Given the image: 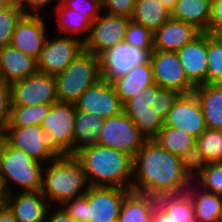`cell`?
Listing matches in <instances>:
<instances>
[{"mask_svg":"<svg viewBox=\"0 0 222 222\" xmlns=\"http://www.w3.org/2000/svg\"><path fill=\"white\" fill-rule=\"evenodd\" d=\"M211 7L212 0H177L171 16L209 33Z\"/></svg>","mask_w":222,"mask_h":222,"instance_id":"cell-26","label":"cell"},{"mask_svg":"<svg viewBox=\"0 0 222 222\" xmlns=\"http://www.w3.org/2000/svg\"><path fill=\"white\" fill-rule=\"evenodd\" d=\"M0 84H8L4 81L3 75H2V70H1V66H0Z\"/></svg>","mask_w":222,"mask_h":222,"instance_id":"cell-53","label":"cell"},{"mask_svg":"<svg viewBox=\"0 0 222 222\" xmlns=\"http://www.w3.org/2000/svg\"><path fill=\"white\" fill-rule=\"evenodd\" d=\"M104 119L93 113L77 110L75 116V133L70 156H75L84 148L98 144Z\"/></svg>","mask_w":222,"mask_h":222,"instance_id":"cell-23","label":"cell"},{"mask_svg":"<svg viewBox=\"0 0 222 222\" xmlns=\"http://www.w3.org/2000/svg\"><path fill=\"white\" fill-rule=\"evenodd\" d=\"M10 87L11 106H31L59 102L54 75L37 71L29 77L11 83Z\"/></svg>","mask_w":222,"mask_h":222,"instance_id":"cell-9","label":"cell"},{"mask_svg":"<svg viewBox=\"0 0 222 222\" xmlns=\"http://www.w3.org/2000/svg\"><path fill=\"white\" fill-rule=\"evenodd\" d=\"M193 201L196 222H219L222 196L205 191L192 182L186 190Z\"/></svg>","mask_w":222,"mask_h":222,"instance_id":"cell-28","label":"cell"},{"mask_svg":"<svg viewBox=\"0 0 222 222\" xmlns=\"http://www.w3.org/2000/svg\"><path fill=\"white\" fill-rule=\"evenodd\" d=\"M182 170L186 176L193 182L206 168V161L203 152L197 146L189 149L180 156Z\"/></svg>","mask_w":222,"mask_h":222,"instance_id":"cell-38","label":"cell"},{"mask_svg":"<svg viewBox=\"0 0 222 222\" xmlns=\"http://www.w3.org/2000/svg\"><path fill=\"white\" fill-rule=\"evenodd\" d=\"M78 111L93 113L103 119L123 111V104L108 80L101 78L90 86L75 103Z\"/></svg>","mask_w":222,"mask_h":222,"instance_id":"cell-15","label":"cell"},{"mask_svg":"<svg viewBox=\"0 0 222 222\" xmlns=\"http://www.w3.org/2000/svg\"><path fill=\"white\" fill-rule=\"evenodd\" d=\"M146 140L134 121L122 111L104 119L98 144L125 152L134 158Z\"/></svg>","mask_w":222,"mask_h":222,"instance_id":"cell-8","label":"cell"},{"mask_svg":"<svg viewBox=\"0 0 222 222\" xmlns=\"http://www.w3.org/2000/svg\"><path fill=\"white\" fill-rule=\"evenodd\" d=\"M157 198L130 190L124 198L117 222H152Z\"/></svg>","mask_w":222,"mask_h":222,"instance_id":"cell-27","label":"cell"},{"mask_svg":"<svg viewBox=\"0 0 222 222\" xmlns=\"http://www.w3.org/2000/svg\"><path fill=\"white\" fill-rule=\"evenodd\" d=\"M77 113L73 103L57 102L52 104L44 117L41 127L47 135L48 144L61 156H70L74 139V123Z\"/></svg>","mask_w":222,"mask_h":222,"instance_id":"cell-7","label":"cell"},{"mask_svg":"<svg viewBox=\"0 0 222 222\" xmlns=\"http://www.w3.org/2000/svg\"><path fill=\"white\" fill-rule=\"evenodd\" d=\"M157 203L175 222H196L193 201L187 191L159 196Z\"/></svg>","mask_w":222,"mask_h":222,"instance_id":"cell-31","label":"cell"},{"mask_svg":"<svg viewBox=\"0 0 222 222\" xmlns=\"http://www.w3.org/2000/svg\"><path fill=\"white\" fill-rule=\"evenodd\" d=\"M161 4H163L168 10L172 12L175 7L177 0H158Z\"/></svg>","mask_w":222,"mask_h":222,"instance_id":"cell-50","label":"cell"},{"mask_svg":"<svg viewBox=\"0 0 222 222\" xmlns=\"http://www.w3.org/2000/svg\"><path fill=\"white\" fill-rule=\"evenodd\" d=\"M193 93L200 102L207 128L222 130V84H200Z\"/></svg>","mask_w":222,"mask_h":222,"instance_id":"cell-25","label":"cell"},{"mask_svg":"<svg viewBox=\"0 0 222 222\" xmlns=\"http://www.w3.org/2000/svg\"><path fill=\"white\" fill-rule=\"evenodd\" d=\"M55 6L57 15L55 23L58 25L56 29L64 33V36L67 34V36L80 38L84 42L89 36L92 22L80 12L65 8L61 3Z\"/></svg>","mask_w":222,"mask_h":222,"instance_id":"cell-30","label":"cell"},{"mask_svg":"<svg viewBox=\"0 0 222 222\" xmlns=\"http://www.w3.org/2000/svg\"><path fill=\"white\" fill-rule=\"evenodd\" d=\"M13 2V0H0V11L7 9Z\"/></svg>","mask_w":222,"mask_h":222,"instance_id":"cell-51","label":"cell"},{"mask_svg":"<svg viewBox=\"0 0 222 222\" xmlns=\"http://www.w3.org/2000/svg\"><path fill=\"white\" fill-rule=\"evenodd\" d=\"M4 141H5L4 130L0 129V151H1V148H2V145H3Z\"/></svg>","mask_w":222,"mask_h":222,"instance_id":"cell-52","label":"cell"},{"mask_svg":"<svg viewBox=\"0 0 222 222\" xmlns=\"http://www.w3.org/2000/svg\"><path fill=\"white\" fill-rule=\"evenodd\" d=\"M152 222H175V221L158 203H156L153 211Z\"/></svg>","mask_w":222,"mask_h":222,"instance_id":"cell-47","label":"cell"},{"mask_svg":"<svg viewBox=\"0 0 222 222\" xmlns=\"http://www.w3.org/2000/svg\"><path fill=\"white\" fill-rule=\"evenodd\" d=\"M200 33L193 25L171 17L153 33V49L177 52Z\"/></svg>","mask_w":222,"mask_h":222,"instance_id":"cell-21","label":"cell"},{"mask_svg":"<svg viewBox=\"0 0 222 222\" xmlns=\"http://www.w3.org/2000/svg\"><path fill=\"white\" fill-rule=\"evenodd\" d=\"M5 141L13 148L23 150L34 160L46 164L60 156L47 141L41 125L5 127Z\"/></svg>","mask_w":222,"mask_h":222,"instance_id":"cell-13","label":"cell"},{"mask_svg":"<svg viewBox=\"0 0 222 222\" xmlns=\"http://www.w3.org/2000/svg\"><path fill=\"white\" fill-rule=\"evenodd\" d=\"M46 23L40 15L24 14L16 24L10 45L37 60L48 38Z\"/></svg>","mask_w":222,"mask_h":222,"instance_id":"cell-18","label":"cell"},{"mask_svg":"<svg viewBox=\"0 0 222 222\" xmlns=\"http://www.w3.org/2000/svg\"><path fill=\"white\" fill-rule=\"evenodd\" d=\"M192 181L182 170L180 157L147 139L133 158L131 190L153 197L181 193Z\"/></svg>","mask_w":222,"mask_h":222,"instance_id":"cell-1","label":"cell"},{"mask_svg":"<svg viewBox=\"0 0 222 222\" xmlns=\"http://www.w3.org/2000/svg\"><path fill=\"white\" fill-rule=\"evenodd\" d=\"M111 83L123 104L133 95L155 84L151 62L134 67L126 75L114 79Z\"/></svg>","mask_w":222,"mask_h":222,"instance_id":"cell-24","label":"cell"},{"mask_svg":"<svg viewBox=\"0 0 222 222\" xmlns=\"http://www.w3.org/2000/svg\"><path fill=\"white\" fill-rule=\"evenodd\" d=\"M193 182L205 191L222 196V162L208 163Z\"/></svg>","mask_w":222,"mask_h":222,"instance_id":"cell-37","label":"cell"},{"mask_svg":"<svg viewBox=\"0 0 222 222\" xmlns=\"http://www.w3.org/2000/svg\"><path fill=\"white\" fill-rule=\"evenodd\" d=\"M153 139L163 149L180 157L183 153L196 146L197 138L181 129L164 125Z\"/></svg>","mask_w":222,"mask_h":222,"instance_id":"cell-32","label":"cell"},{"mask_svg":"<svg viewBox=\"0 0 222 222\" xmlns=\"http://www.w3.org/2000/svg\"><path fill=\"white\" fill-rule=\"evenodd\" d=\"M5 204L13 212L17 222L46 221L51 206L40 191H15L6 196Z\"/></svg>","mask_w":222,"mask_h":222,"instance_id":"cell-19","label":"cell"},{"mask_svg":"<svg viewBox=\"0 0 222 222\" xmlns=\"http://www.w3.org/2000/svg\"><path fill=\"white\" fill-rule=\"evenodd\" d=\"M43 164L34 160L23 150L11 147L4 141L0 151V173L8 194L19 191H40Z\"/></svg>","mask_w":222,"mask_h":222,"instance_id":"cell-6","label":"cell"},{"mask_svg":"<svg viewBox=\"0 0 222 222\" xmlns=\"http://www.w3.org/2000/svg\"><path fill=\"white\" fill-rule=\"evenodd\" d=\"M124 41L141 49H153V33L132 20L127 25Z\"/></svg>","mask_w":222,"mask_h":222,"instance_id":"cell-39","label":"cell"},{"mask_svg":"<svg viewBox=\"0 0 222 222\" xmlns=\"http://www.w3.org/2000/svg\"><path fill=\"white\" fill-rule=\"evenodd\" d=\"M222 31V0H212L209 33L217 35Z\"/></svg>","mask_w":222,"mask_h":222,"instance_id":"cell-45","label":"cell"},{"mask_svg":"<svg viewBox=\"0 0 222 222\" xmlns=\"http://www.w3.org/2000/svg\"><path fill=\"white\" fill-rule=\"evenodd\" d=\"M150 62L154 82L160 88L174 89L182 94L193 93L196 86L188 79L177 52L154 50Z\"/></svg>","mask_w":222,"mask_h":222,"instance_id":"cell-14","label":"cell"},{"mask_svg":"<svg viewBox=\"0 0 222 222\" xmlns=\"http://www.w3.org/2000/svg\"><path fill=\"white\" fill-rule=\"evenodd\" d=\"M188 79L195 85L207 83V32H201L177 51Z\"/></svg>","mask_w":222,"mask_h":222,"instance_id":"cell-20","label":"cell"},{"mask_svg":"<svg viewBox=\"0 0 222 222\" xmlns=\"http://www.w3.org/2000/svg\"><path fill=\"white\" fill-rule=\"evenodd\" d=\"M84 50V42L77 37L55 36L47 38L37 59V71L49 75L63 72Z\"/></svg>","mask_w":222,"mask_h":222,"instance_id":"cell-10","label":"cell"},{"mask_svg":"<svg viewBox=\"0 0 222 222\" xmlns=\"http://www.w3.org/2000/svg\"><path fill=\"white\" fill-rule=\"evenodd\" d=\"M130 189L107 186H89V222H117L125 195Z\"/></svg>","mask_w":222,"mask_h":222,"instance_id":"cell-16","label":"cell"},{"mask_svg":"<svg viewBox=\"0 0 222 222\" xmlns=\"http://www.w3.org/2000/svg\"><path fill=\"white\" fill-rule=\"evenodd\" d=\"M61 4L65 8L80 12L91 22L103 12L101 0H61Z\"/></svg>","mask_w":222,"mask_h":222,"instance_id":"cell-40","label":"cell"},{"mask_svg":"<svg viewBox=\"0 0 222 222\" xmlns=\"http://www.w3.org/2000/svg\"><path fill=\"white\" fill-rule=\"evenodd\" d=\"M103 11L117 16L132 18L136 0H101Z\"/></svg>","mask_w":222,"mask_h":222,"instance_id":"cell-42","label":"cell"},{"mask_svg":"<svg viewBox=\"0 0 222 222\" xmlns=\"http://www.w3.org/2000/svg\"><path fill=\"white\" fill-rule=\"evenodd\" d=\"M217 36L222 40V31H220Z\"/></svg>","mask_w":222,"mask_h":222,"instance_id":"cell-55","label":"cell"},{"mask_svg":"<svg viewBox=\"0 0 222 222\" xmlns=\"http://www.w3.org/2000/svg\"><path fill=\"white\" fill-rule=\"evenodd\" d=\"M164 125L181 129L198 138L207 126L196 95L194 93L182 94L168 112Z\"/></svg>","mask_w":222,"mask_h":222,"instance_id":"cell-17","label":"cell"},{"mask_svg":"<svg viewBox=\"0 0 222 222\" xmlns=\"http://www.w3.org/2000/svg\"><path fill=\"white\" fill-rule=\"evenodd\" d=\"M171 17V11L158 0H136L131 20L154 33Z\"/></svg>","mask_w":222,"mask_h":222,"instance_id":"cell-29","label":"cell"},{"mask_svg":"<svg viewBox=\"0 0 222 222\" xmlns=\"http://www.w3.org/2000/svg\"><path fill=\"white\" fill-rule=\"evenodd\" d=\"M154 49H141L125 41L99 56L101 78L112 82L136 66L150 61Z\"/></svg>","mask_w":222,"mask_h":222,"instance_id":"cell-12","label":"cell"},{"mask_svg":"<svg viewBox=\"0 0 222 222\" xmlns=\"http://www.w3.org/2000/svg\"><path fill=\"white\" fill-rule=\"evenodd\" d=\"M24 14L16 2L0 11V48L10 45L16 24Z\"/></svg>","mask_w":222,"mask_h":222,"instance_id":"cell-36","label":"cell"},{"mask_svg":"<svg viewBox=\"0 0 222 222\" xmlns=\"http://www.w3.org/2000/svg\"><path fill=\"white\" fill-rule=\"evenodd\" d=\"M66 213L76 222H89L88 217V190L83 196L68 200L61 205Z\"/></svg>","mask_w":222,"mask_h":222,"instance_id":"cell-41","label":"cell"},{"mask_svg":"<svg viewBox=\"0 0 222 222\" xmlns=\"http://www.w3.org/2000/svg\"><path fill=\"white\" fill-rule=\"evenodd\" d=\"M196 146L208 163L222 162V130L207 128L196 139Z\"/></svg>","mask_w":222,"mask_h":222,"instance_id":"cell-35","label":"cell"},{"mask_svg":"<svg viewBox=\"0 0 222 222\" xmlns=\"http://www.w3.org/2000/svg\"><path fill=\"white\" fill-rule=\"evenodd\" d=\"M0 66L4 81L8 84L37 72V60L12 45L0 48Z\"/></svg>","mask_w":222,"mask_h":222,"instance_id":"cell-22","label":"cell"},{"mask_svg":"<svg viewBox=\"0 0 222 222\" xmlns=\"http://www.w3.org/2000/svg\"><path fill=\"white\" fill-rule=\"evenodd\" d=\"M75 157L81 162L89 186L131 190L133 157L100 144L84 148Z\"/></svg>","mask_w":222,"mask_h":222,"instance_id":"cell-2","label":"cell"},{"mask_svg":"<svg viewBox=\"0 0 222 222\" xmlns=\"http://www.w3.org/2000/svg\"><path fill=\"white\" fill-rule=\"evenodd\" d=\"M88 188L83 166L75 156H57L43 166L40 192L52 206L83 196Z\"/></svg>","mask_w":222,"mask_h":222,"instance_id":"cell-4","label":"cell"},{"mask_svg":"<svg viewBox=\"0 0 222 222\" xmlns=\"http://www.w3.org/2000/svg\"><path fill=\"white\" fill-rule=\"evenodd\" d=\"M57 0H15V2L22 8L25 14L39 15L40 12L45 10V6H50L49 3ZM57 5L61 3V0L57 1ZM49 4V5H48ZM42 9V11H41Z\"/></svg>","mask_w":222,"mask_h":222,"instance_id":"cell-44","label":"cell"},{"mask_svg":"<svg viewBox=\"0 0 222 222\" xmlns=\"http://www.w3.org/2000/svg\"><path fill=\"white\" fill-rule=\"evenodd\" d=\"M0 222H17L13 212L6 204L0 209Z\"/></svg>","mask_w":222,"mask_h":222,"instance_id":"cell-48","label":"cell"},{"mask_svg":"<svg viewBox=\"0 0 222 222\" xmlns=\"http://www.w3.org/2000/svg\"><path fill=\"white\" fill-rule=\"evenodd\" d=\"M182 95L156 83L123 103V111L146 139H153L165 124L168 112Z\"/></svg>","mask_w":222,"mask_h":222,"instance_id":"cell-3","label":"cell"},{"mask_svg":"<svg viewBox=\"0 0 222 222\" xmlns=\"http://www.w3.org/2000/svg\"><path fill=\"white\" fill-rule=\"evenodd\" d=\"M130 20L125 16L111 15L103 11L91 24L89 36L84 41V50L99 57L108 49L124 42Z\"/></svg>","mask_w":222,"mask_h":222,"instance_id":"cell-11","label":"cell"},{"mask_svg":"<svg viewBox=\"0 0 222 222\" xmlns=\"http://www.w3.org/2000/svg\"><path fill=\"white\" fill-rule=\"evenodd\" d=\"M59 102L75 104L80 96L101 79L100 59L83 50L67 68L55 75Z\"/></svg>","mask_w":222,"mask_h":222,"instance_id":"cell-5","label":"cell"},{"mask_svg":"<svg viewBox=\"0 0 222 222\" xmlns=\"http://www.w3.org/2000/svg\"><path fill=\"white\" fill-rule=\"evenodd\" d=\"M5 205V201H0V209Z\"/></svg>","mask_w":222,"mask_h":222,"instance_id":"cell-54","label":"cell"},{"mask_svg":"<svg viewBox=\"0 0 222 222\" xmlns=\"http://www.w3.org/2000/svg\"><path fill=\"white\" fill-rule=\"evenodd\" d=\"M51 107L52 104L11 106L10 120L6 127L41 125Z\"/></svg>","mask_w":222,"mask_h":222,"instance_id":"cell-33","label":"cell"},{"mask_svg":"<svg viewBox=\"0 0 222 222\" xmlns=\"http://www.w3.org/2000/svg\"><path fill=\"white\" fill-rule=\"evenodd\" d=\"M52 207L51 205L48 209L46 222H76L61 206L54 209Z\"/></svg>","mask_w":222,"mask_h":222,"instance_id":"cell-46","label":"cell"},{"mask_svg":"<svg viewBox=\"0 0 222 222\" xmlns=\"http://www.w3.org/2000/svg\"><path fill=\"white\" fill-rule=\"evenodd\" d=\"M207 83L222 84V40L207 32Z\"/></svg>","mask_w":222,"mask_h":222,"instance_id":"cell-34","label":"cell"},{"mask_svg":"<svg viewBox=\"0 0 222 222\" xmlns=\"http://www.w3.org/2000/svg\"><path fill=\"white\" fill-rule=\"evenodd\" d=\"M11 87L10 84H0V129H4L11 115Z\"/></svg>","mask_w":222,"mask_h":222,"instance_id":"cell-43","label":"cell"},{"mask_svg":"<svg viewBox=\"0 0 222 222\" xmlns=\"http://www.w3.org/2000/svg\"><path fill=\"white\" fill-rule=\"evenodd\" d=\"M7 195L8 193L6 191L2 175L0 173V201H5Z\"/></svg>","mask_w":222,"mask_h":222,"instance_id":"cell-49","label":"cell"}]
</instances>
